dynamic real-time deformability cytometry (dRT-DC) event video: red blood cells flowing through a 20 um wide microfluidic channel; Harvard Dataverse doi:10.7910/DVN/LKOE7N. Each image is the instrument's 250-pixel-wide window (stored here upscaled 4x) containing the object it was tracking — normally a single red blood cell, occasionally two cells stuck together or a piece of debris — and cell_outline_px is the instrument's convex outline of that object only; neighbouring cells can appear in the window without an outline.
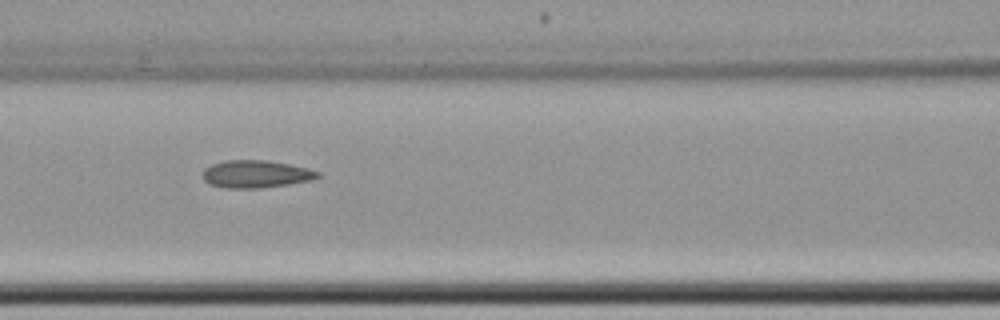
{"species": "common noctule bat (a hibernating species)", "species_latin": "Nyctalus noctula", "temperature_condition": "cold", "stored_images_in_passage": 12, "camera_frame_rate_fps": 3000, "um_per_image_px": 0.085, "animal": {"sex": "female", "body_mass_g": 22.7, "forearm_length_mm": 54.2}, "frame": {"image": 1, "passage_image": 9, "time_ms": 10.667, "image_size_px": [1000, 320], "cell_outline_px": [[320, 176], [312, 180], [288, 184], [260, 188], [224, 188], [208, 184], [204, 180], [204, 168], [212, 164], [224, 160], [268, 160], [308, 168], [320, 172]], "centroid_in_image_um": [21.74, 14.79], "position_along_channel_um": 144.9, "area_um2": 18.5}}
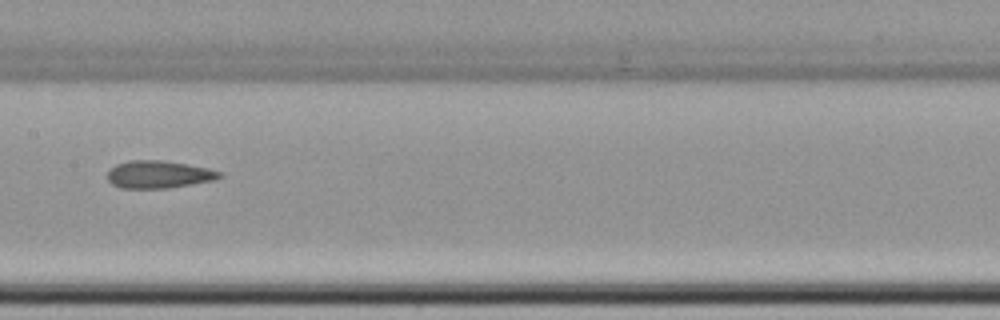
{"frame": {"image": 2, "passage_image": 10, "time_ms": 12.0, "image_size_px": [1000, 320], "cell_outline_px": [[224, 176], [216, 180], [168, 188], [120, 188], [112, 184], [108, 180], [108, 172], [116, 164], [128, 160], [160, 160], [208, 168], [224, 172]], "centroid_in_image_um": [13.53, 14.83], "position_along_channel_um": 193.9, "area_um2": 18.03}}